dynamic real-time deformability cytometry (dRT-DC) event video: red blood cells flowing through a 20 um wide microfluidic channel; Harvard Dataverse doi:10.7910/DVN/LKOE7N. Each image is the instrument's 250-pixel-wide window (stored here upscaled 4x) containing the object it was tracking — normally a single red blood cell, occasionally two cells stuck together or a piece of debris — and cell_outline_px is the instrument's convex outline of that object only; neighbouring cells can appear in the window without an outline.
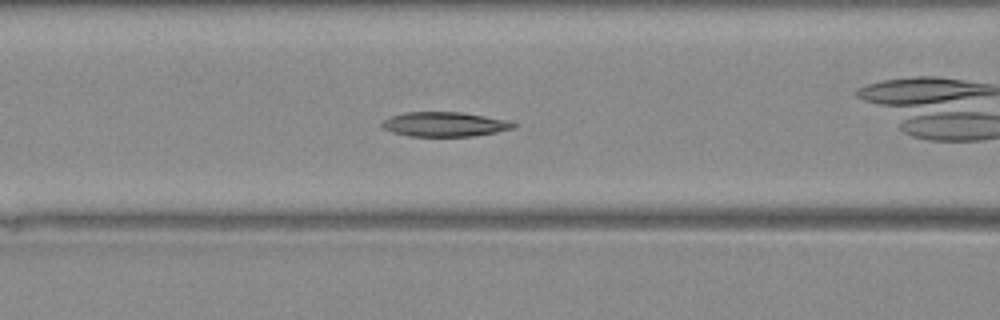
{"species": "Egyptian fruit bat (a non-hibernating species)", "species_latin": "Rousettus aegyptiacus", "temperature_condition": "warm", "stored_images_in_passage": 28, "camera_frame_rate_fps": 3000, "um_per_image_px": 0.085, "animal": {"sex": "female"}, "frame": {"image": 1, "passage_image": 5, "time_ms": 1.333, "image_size_px": [1000, 320], "cell_outline_px": [[516, 128], [496, 132], [472, 136], [408, 136], [392, 132], [384, 128], [380, 124], [384, 120], [392, 116], [404, 112], [460, 112], [508, 120], [516, 124]], "centroid_in_image_um": [37.8, 10.56], "position_along_channel_um": 128.8, "area_um2": 18.73}}